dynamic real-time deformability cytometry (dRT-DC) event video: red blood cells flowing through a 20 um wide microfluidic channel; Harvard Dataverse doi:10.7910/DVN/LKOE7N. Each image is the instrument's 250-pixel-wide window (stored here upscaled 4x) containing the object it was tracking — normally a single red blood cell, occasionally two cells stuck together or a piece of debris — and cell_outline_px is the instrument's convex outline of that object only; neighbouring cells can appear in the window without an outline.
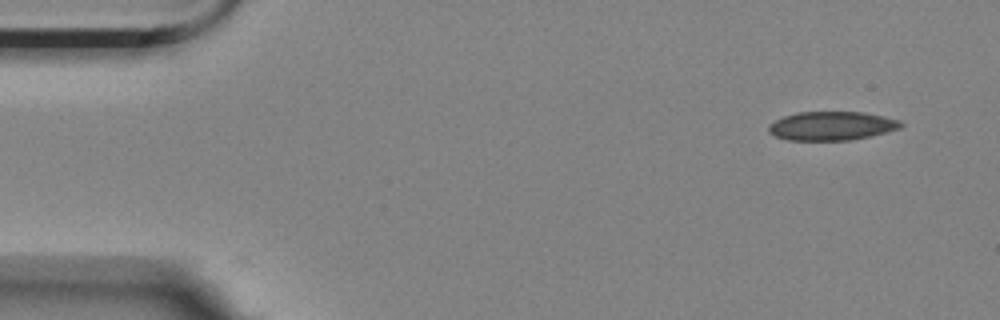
{"species": "Egyptian fruit bat (a non-hibernating species)", "species_latin": "Rousettus aegyptiacus", "temperature_condition": "room temperature", "stored_images_in_passage": 4, "camera_frame_rate_fps": 3000, "um_per_image_px": 0.085, "animal": {"sex": "female"}, "frame": {"image": 1, "passage_image": 1, "time_ms": 0.0, "image_size_px": [1000, 320], "cell_outline_px": [[904, 124], [900, 128], [888, 132], [872, 136], [852, 140], [788, 140], [776, 136], [768, 132], [768, 124], [784, 116], [796, 112], [864, 112], [884, 116], [900, 120]], "centroid_in_image_um": [70.72, 10.7], "position_along_channel_um": 14.3, "area_um2": 22.37}}